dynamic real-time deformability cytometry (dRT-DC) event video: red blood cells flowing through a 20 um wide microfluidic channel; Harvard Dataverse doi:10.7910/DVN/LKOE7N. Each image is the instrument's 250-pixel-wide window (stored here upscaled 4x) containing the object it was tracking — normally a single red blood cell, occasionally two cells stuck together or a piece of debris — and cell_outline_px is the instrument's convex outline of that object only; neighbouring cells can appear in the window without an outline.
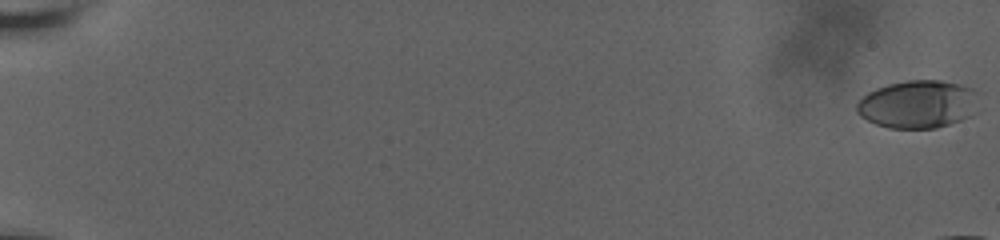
{"species": "human", "species_latin": "Homo sapiens", "temperature_condition": "room temperature", "stored_images_in_passage": 21, "camera_frame_rate_fps": 3000, "um_per_image_px": 0.085, "donor": {"sex": "male"}, "frame": {"image": 1, "passage_image": 1, "time_ms": 0.0, "image_size_px": [1000, 240], "cell_outline_px": [[980, 92], [968, 116], [960, 120], [936, 128], [888, 128], [876, 124], [860, 116], [856, 112], [856, 104], [868, 92], [876, 88], [888, 84], [908, 80], [940, 80], [960, 84], [972, 88]], "centroid_in_image_um": [77.98, 8.85], "position_along_channel_um": 7.0, "area_um2": 33.81}}
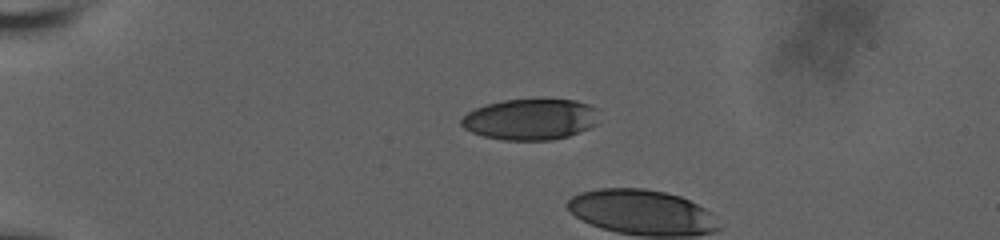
{"frame": {"image": 2, "passage_image": 18, "time_ms": 5.667, "image_size_px": [1000, 240], "cell_outline_px": [[600, 108], [596, 124], [580, 132], [568, 136], [552, 140], [504, 140], [484, 136], [472, 132], [464, 128], [460, 124], [460, 120], [468, 112], [484, 104], [504, 100], [576, 100]], "centroid_in_image_um": [45.11, 10.14], "position_along_channel_um": 39.9, "area_um2": 33.0}}